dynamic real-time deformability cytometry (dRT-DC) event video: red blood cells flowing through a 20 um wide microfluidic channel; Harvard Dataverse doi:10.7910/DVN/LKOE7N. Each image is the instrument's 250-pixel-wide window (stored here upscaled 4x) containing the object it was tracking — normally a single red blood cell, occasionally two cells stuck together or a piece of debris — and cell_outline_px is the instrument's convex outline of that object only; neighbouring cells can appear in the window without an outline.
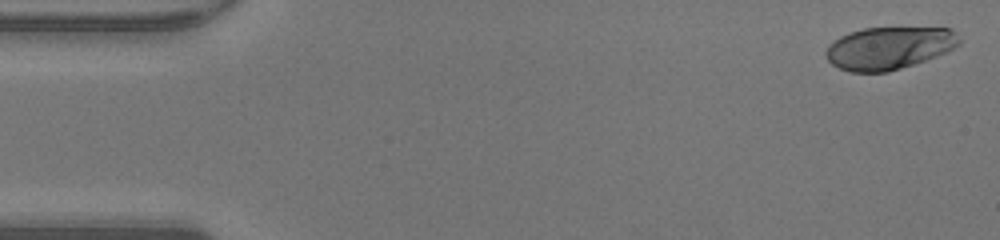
{"species": "human", "species_latin": "Homo sapiens", "temperature_condition": "warm", "stored_images_in_passage": 48, "camera_frame_rate_fps": 3000, "um_per_image_px": 0.085, "donor": {"sex": "male"}, "frame": {"image": 1, "passage_image": 1, "time_ms": 0.0, "image_size_px": [1000, 240], "cell_outline_px": [[960, 44], [936, 56], [888, 72], [852, 72], [840, 68], [832, 64], [828, 60], [824, 52], [828, 44], [840, 36], [848, 32], [864, 28], [952, 28], [960, 40]], "centroid_in_image_um": [75.52, 4.07], "position_along_channel_um": 9.5, "area_um2": 32.83}}
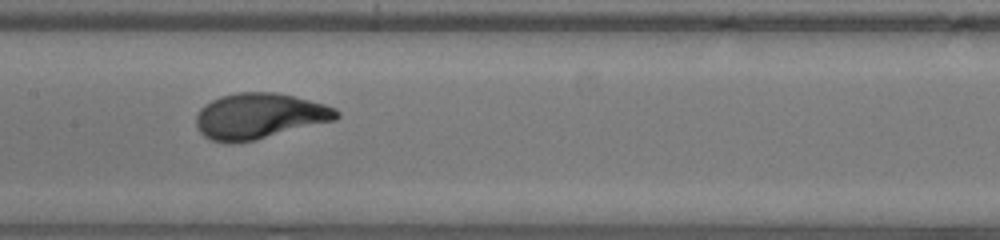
{"frame": {"image": 2, "passage_image": 23, "time_ms": 7.333, "image_size_px": [1000, 240], "cell_outline_px": [[340, 116], [336, 120], [252, 140], [212, 140], [204, 136], [200, 132], [196, 124], [196, 116], [200, 108], [204, 104], [220, 96], [240, 92], [276, 92], [324, 104], [336, 108], [340, 112]], "centroid_in_image_um": [22.07, 9.82], "position_along_channel_um": 185.3, "area_um2": 36.59}}
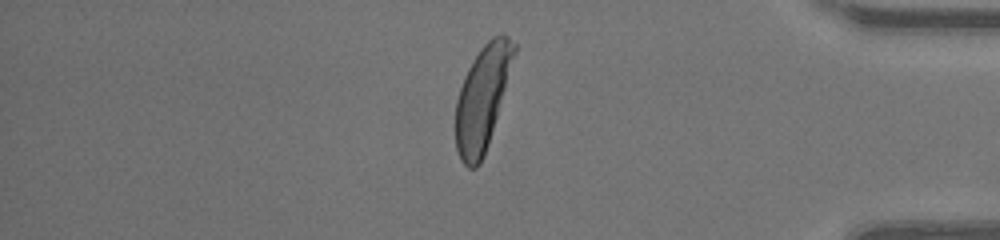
{"frame": {"image": 3, "passage_image": 40, "time_ms": 13.0, "image_size_px": [1000, 240], "cell_outline_px": [[516, 52], [488, 144], [484, 156], [480, 164], [476, 168], [468, 168], [460, 160], [456, 148], [456, 100], [464, 76], [472, 60], [480, 48], [492, 36], [500, 32], [508, 36], [516, 44]], "centroid_in_image_um": [41.0, 8.3], "position_along_channel_um": 394.2, "area_um2": 35.2}, "authors_computed_cell_mechanics": {"area_um2": 35.6048, "velocity_mm_per_s": 4.2777, "shape_relaxation_time_tau1_ms": 2.5292, "shape_relaxation_time_tau2_ms": null, "deformation_change_tau1": 0.1949, "deformation_change_tau2": null}}